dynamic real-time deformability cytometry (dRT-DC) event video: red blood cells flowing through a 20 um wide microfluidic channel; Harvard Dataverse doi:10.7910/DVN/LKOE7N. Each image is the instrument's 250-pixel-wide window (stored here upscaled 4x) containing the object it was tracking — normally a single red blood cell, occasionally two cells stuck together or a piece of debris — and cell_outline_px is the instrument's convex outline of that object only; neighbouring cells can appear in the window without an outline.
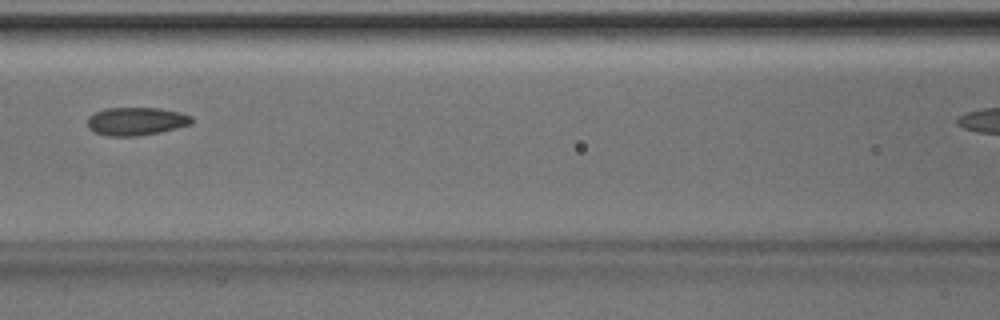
{"species": "Egyptian fruit bat (a non-hibernating species)", "species_latin": "Rousettus aegyptiacus", "temperature_condition": "room temperature", "stored_images_in_passage": 36, "camera_frame_rate_fps": 3000, "um_per_image_px": 0.085, "animal": {"sex": "male"}, "frame": {"image": 1, "passage_image": 16, "time_ms": 5.0, "image_size_px": [1000, 320], "cell_outline_px": [[192, 124], [160, 132], [136, 136], [108, 136], [92, 132], [88, 128], [88, 116], [96, 112], [108, 108], [160, 108], [180, 112], [192, 116]], "centroid_in_image_um": [11.57, 10.31], "position_along_channel_um": 155.0, "area_um2": 17.11}}
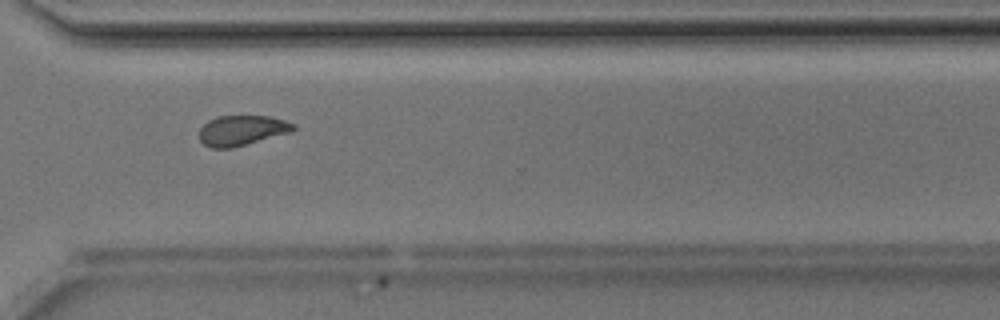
{"frame": {"image": 2, "passage_image": 30, "time_ms": 9.667, "image_size_px": [1000, 320], "cell_outline_px": [[296, 128], [292, 132], [232, 148], [212, 148], [204, 144], [200, 140], [200, 128], [208, 120], [220, 116], [268, 116], [284, 120], [296, 124]], "centroid_in_image_um": [20.58, 11.08], "position_along_channel_um": 350.0, "area_um2": 16.53}}
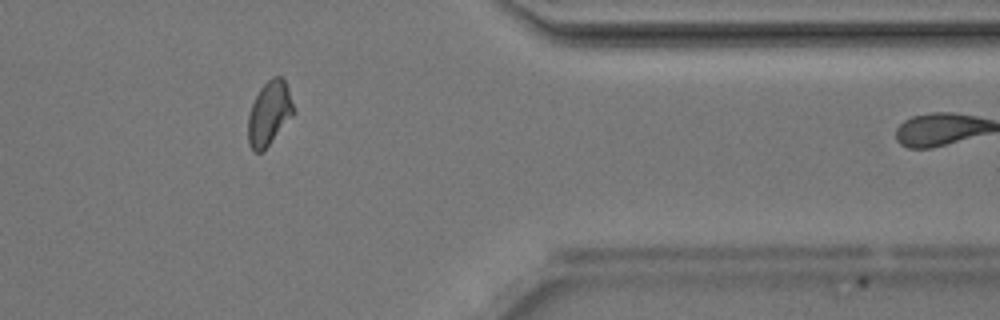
{"frame": {"image": 3, "passage_image": 34, "time_ms": 11.0, "image_size_px": [1000, 320], "cell_outline_px": [[292, 116], [268, 144], [260, 152], [252, 152], [248, 144], [248, 116], [252, 104], [260, 88], [272, 76], [280, 76], [284, 80], [288, 88], [292, 104]], "centroid_in_image_um": [22.84, 9.62], "position_along_channel_um": 388.6, "area_um2": 16.47}}